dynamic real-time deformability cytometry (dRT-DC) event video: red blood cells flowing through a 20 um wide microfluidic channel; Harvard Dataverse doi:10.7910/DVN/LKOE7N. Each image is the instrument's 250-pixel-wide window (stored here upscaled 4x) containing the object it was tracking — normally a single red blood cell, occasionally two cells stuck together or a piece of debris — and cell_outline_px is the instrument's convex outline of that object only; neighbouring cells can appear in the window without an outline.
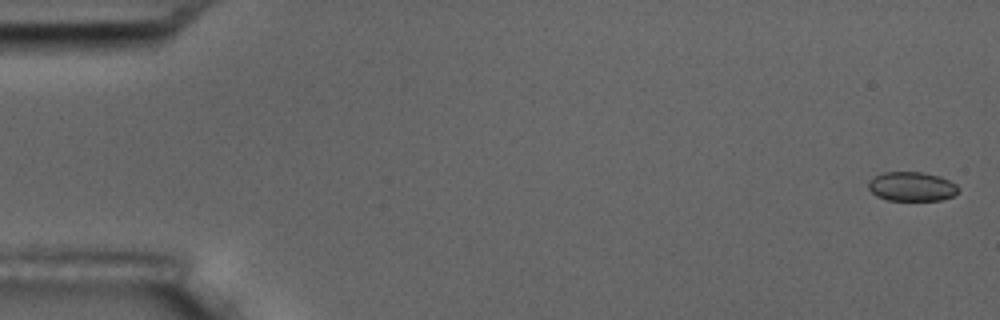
{"species": "common noctule bat (a hibernating species)", "species_latin": "Nyctalus noctula", "temperature_condition": "room temperature", "stored_images_in_passage": 6, "camera_frame_rate_fps": 3000, "um_per_image_px": 0.085, "animal": {"sex": "male", "body_mass_g": 17.5, "forearm_length_mm": 52.3}, "frame": {"image": 1, "passage_image": 1, "time_ms": 0.0, "image_size_px": [1000, 320], "cell_outline_px": [[960, 192], [952, 196], [940, 200], [888, 200], [876, 196], [868, 188], [868, 180], [872, 176], [884, 172], [924, 172], [940, 176], [956, 184], [960, 188]], "centroid_in_image_um": [77.49, 15.84], "position_along_channel_um": 7.5, "area_um2": 15.55}}
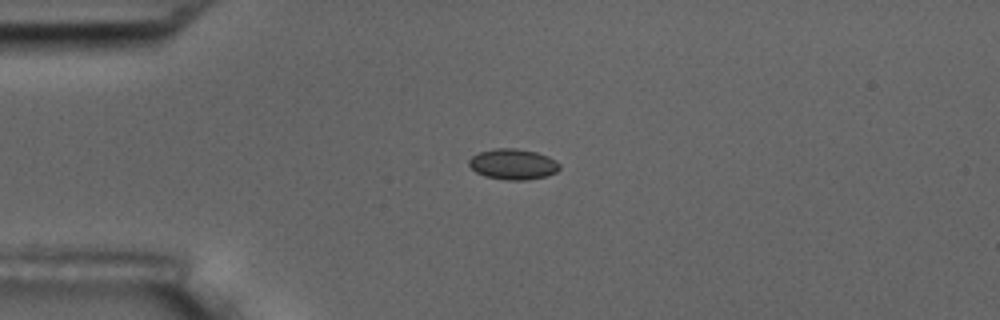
{"frame": {"image": 2, "passage_image": 4, "time_ms": 4.333, "image_size_px": [1000, 320], "cell_outline_px": [[560, 168], [556, 172], [548, 176], [524, 180], [508, 180], [484, 176], [476, 172], [468, 164], [468, 160], [472, 156], [480, 152], [496, 148], [516, 148], [536, 152], [548, 156], [556, 160], [560, 164]], "centroid_in_image_um": [43.62, 13.95], "position_along_channel_um": 41.4, "area_um2": 16.24}}